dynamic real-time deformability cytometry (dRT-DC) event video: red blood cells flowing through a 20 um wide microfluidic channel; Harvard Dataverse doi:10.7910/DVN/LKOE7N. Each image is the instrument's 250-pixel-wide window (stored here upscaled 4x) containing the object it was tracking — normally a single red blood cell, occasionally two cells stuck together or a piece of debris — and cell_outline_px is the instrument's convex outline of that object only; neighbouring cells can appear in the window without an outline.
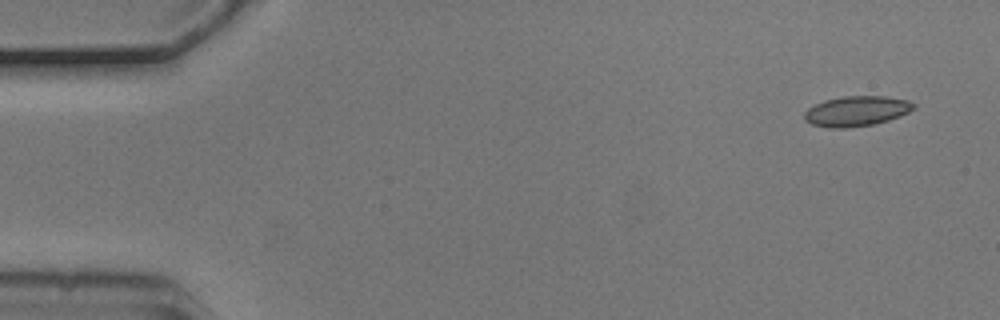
{"species": "common noctule bat (a hibernating species)", "species_latin": "Nyctalus noctula", "temperature_condition": "cold", "stored_images_in_passage": 8, "camera_frame_rate_fps": 3000, "um_per_image_px": 0.085, "animal": {"sex": "male", "body_mass_g": 20.5, "forearm_length_mm": 52.5}, "frame": {"image": 1, "passage_image": 1, "time_ms": 0.0, "image_size_px": [1000, 320], "cell_outline_px": [[916, 108], [900, 116], [888, 120], [872, 124], [848, 128], [828, 128], [812, 124], [804, 120], [804, 112], [808, 108], [824, 100], [844, 96], [884, 96], [908, 100], [916, 104]], "centroid_in_image_um": [72.8, 9.44], "position_along_channel_um": 12.2, "area_um2": 19.25}}
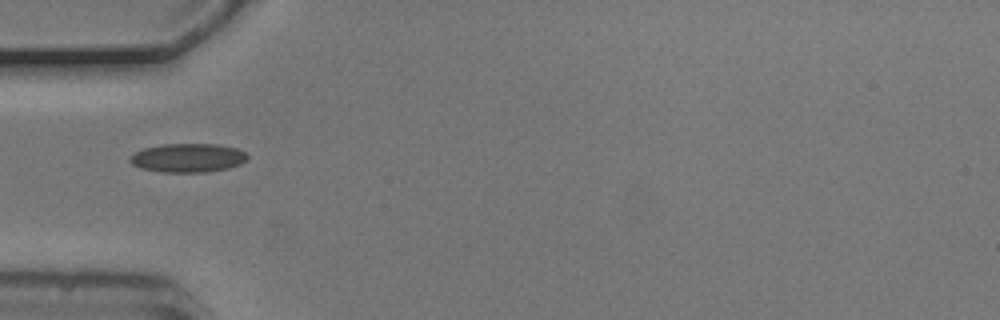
{"frame": {"image": 2, "passage_image": 5, "time_ms": 1.333, "image_size_px": [1000, 320], "cell_outline_px": [[248, 160], [240, 164], [228, 168], [208, 172], [160, 172], [140, 168], [132, 164], [128, 160], [136, 152], [144, 148], [160, 144], [216, 144], [236, 148], [244, 152], [248, 156]], "centroid_in_image_um": [15.97, 13.42], "position_along_channel_um": 69.0, "area_um2": 19.77}}